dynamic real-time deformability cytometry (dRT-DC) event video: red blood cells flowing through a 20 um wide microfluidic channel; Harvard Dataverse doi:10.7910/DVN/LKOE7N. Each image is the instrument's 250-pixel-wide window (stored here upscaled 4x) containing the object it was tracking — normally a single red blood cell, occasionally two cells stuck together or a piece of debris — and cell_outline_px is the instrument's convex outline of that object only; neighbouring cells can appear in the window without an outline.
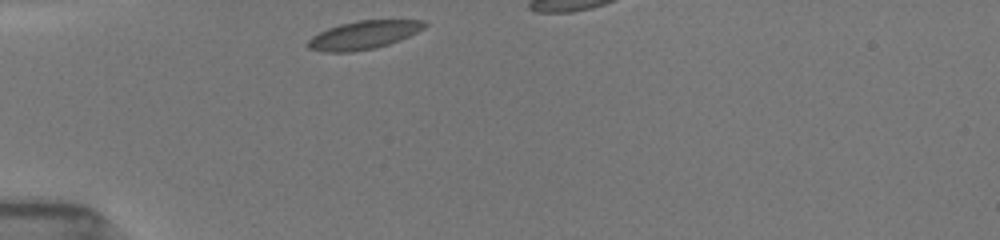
{"species": "common noctule bat (a hibernating species)", "species_latin": "Nyctalus noctula", "temperature_condition": "room temperature", "stored_images_in_passage": 9, "segment_of_instrument_passage": [1, 2], "camera_frame_rate_fps": 3000, "um_per_image_px": 0.085, "animal": {"sex": "female", "body_mass_g": 19.5, "forearm_length_mm": 54.1}, "frame": {"image": 1, "passage_image": 1, "time_ms": 0.0, "image_size_px": [1000, 240], "cell_outline_px": [[428, 24], [424, 28], [400, 40], [376, 48], [352, 52], [324, 52], [308, 48], [308, 40], [312, 36], [328, 28], [340, 24], [360, 20], [424, 20]], "centroid_in_image_um": [30.91, 2.98], "position_along_channel_um": 54.1, "area_um2": 19.13}}
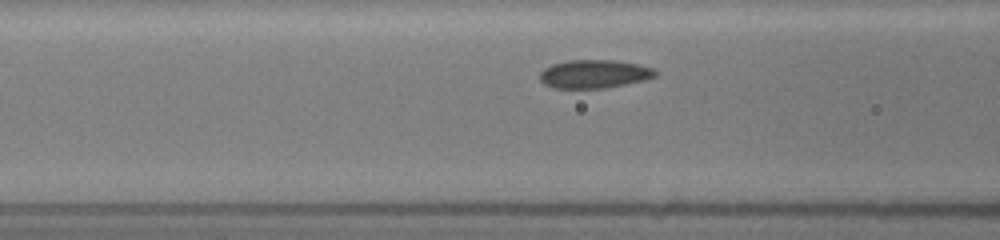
{"frame": {"image": 2, "passage_image": 5, "time_ms": 2.0, "image_size_px": [1000, 240], "cell_outline_px": [[660, 72], [656, 76], [644, 80], [604, 88], [552, 88], [544, 84], [540, 80], [540, 72], [544, 68], [552, 64], [568, 60], [616, 60], [636, 64], [652, 68]], "centroid_in_image_um": [50.49, 6.28], "position_along_channel_um": 116.1, "area_um2": 19.13}}
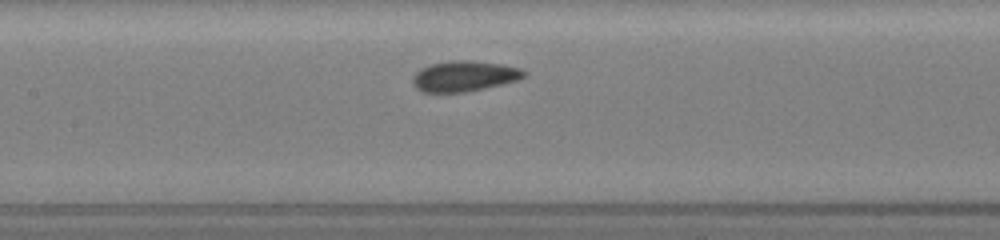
{"frame": {"image": 3, "passage_image": 7, "time_ms": 3.333, "image_size_px": [1000, 240], "cell_outline_px": [[528, 72], [520, 80], [484, 88], [464, 92], [420, 92], [412, 84], [412, 76], [420, 68], [432, 64], [452, 60], [468, 60], [500, 64], [520, 68]], "centroid_in_image_um": [39.44, 6.47], "position_along_channel_um": 168.0, "area_um2": 19.88}}